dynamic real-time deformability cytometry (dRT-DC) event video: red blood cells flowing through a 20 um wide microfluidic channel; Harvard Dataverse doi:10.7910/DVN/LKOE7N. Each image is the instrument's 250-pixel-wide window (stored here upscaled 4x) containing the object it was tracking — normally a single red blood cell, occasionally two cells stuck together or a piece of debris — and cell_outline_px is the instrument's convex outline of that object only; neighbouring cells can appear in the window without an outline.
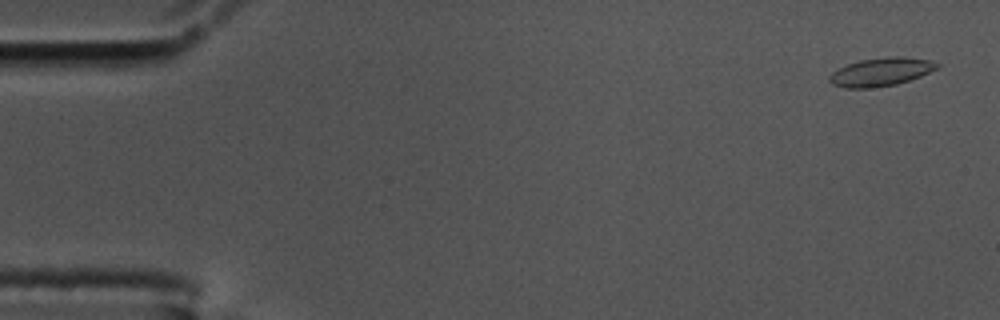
{"species": "common noctule bat (a hibernating species)", "species_latin": "Nyctalus noctula", "temperature_condition": "cold", "stored_images_in_passage": 56, "camera_frame_rate_fps": 3000, "um_per_image_px": 0.085, "animal": {"sex": "male", "body_mass_g": 17.5, "forearm_length_mm": 52.3}, "frame": {"image": 1, "passage_image": 3, "time_ms": 0.667, "image_size_px": [1000, 320], "cell_outline_px": [[940, 64], [936, 68], [920, 76], [896, 84], [868, 88], [844, 88], [832, 84], [828, 80], [828, 76], [832, 72], [848, 64], [860, 60], [888, 56], [904, 56], [932, 60]], "centroid_in_image_um": [74.86, 6.1], "position_along_channel_um": 10.1, "area_um2": 17.69}}
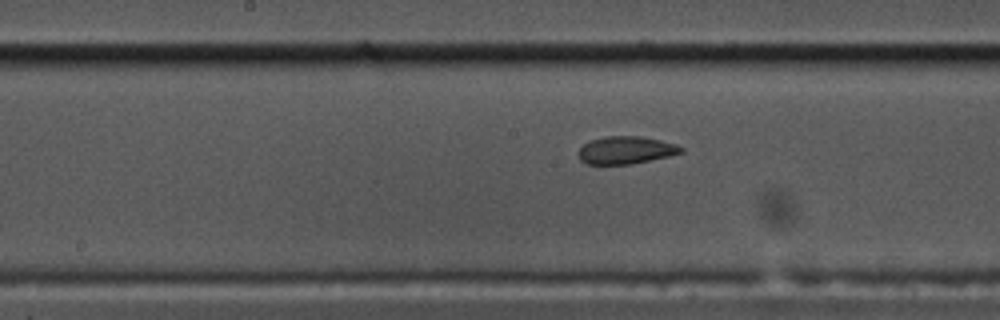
{"frame": {"image": 2, "passage_image": 30, "time_ms": 9.667, "image_size_px": [1000, 320], "cell_outline_px": [[684, 152], [668, 156], [632, 164], [588, 164], [580, 160], [576, 152], [588, 140], [608, 136], [640, 136], [660, 140], [676, 144], [684, 148]], "centroid_in_image_um": [53.18, 12.76], "position_along_channel_um": 195.0, "area_um2": 16.59}}
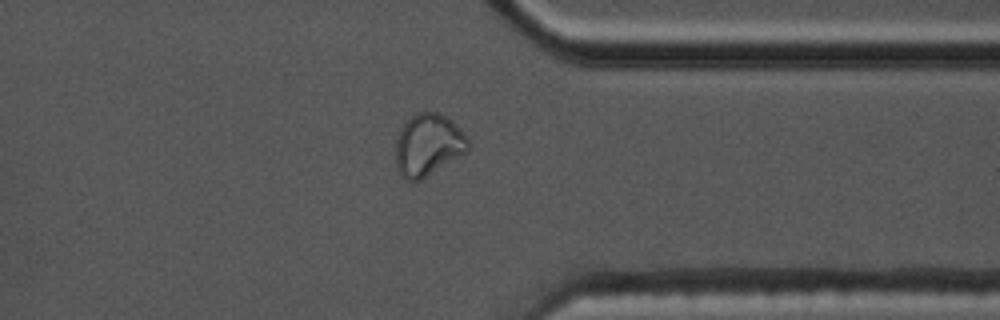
{"frame": {"image": 3, "passage_image": 46, "time_ms": 15.0, "image_size_px": [1000, 320], "cell_outline_px": [[468, 152], [420, 180], [408, 180], [400, 176], [396, 168], [396, 140], [400, 128], [412, 116], [420, 112], [440, 112], [452, 120], [456, 124], [468, 140]], "centroid_in_image_um": [36.38, 12.32], "position_along_channel_um": 375.0, "area_um2": 26.18}}